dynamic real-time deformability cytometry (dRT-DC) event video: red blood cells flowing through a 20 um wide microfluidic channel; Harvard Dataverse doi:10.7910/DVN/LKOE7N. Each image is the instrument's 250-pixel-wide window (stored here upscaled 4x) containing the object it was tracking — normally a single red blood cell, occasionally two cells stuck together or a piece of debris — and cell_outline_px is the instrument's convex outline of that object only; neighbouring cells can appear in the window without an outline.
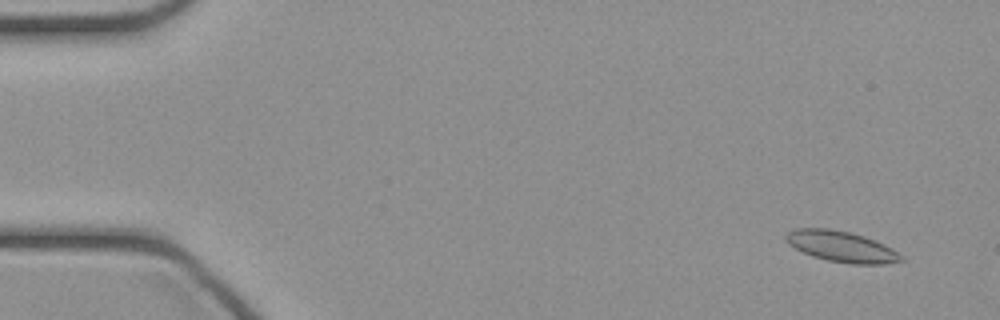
{"species": "common noctule bat (a hibernating species)", "species_latin": "Nyctalus noctula", "temperature_condition": "cold", "stored_images_in_passage": 47, "camera_frame_rate_fps": 3000, "um_per_image_px": 0.085, "animal": {"sex": "female", "body_mass_g": 21.9}, "frame": {"image": 1, "passage_image": 3, "time_ms": 0.667, "image_size_px": [1000, 320], "cell_outline_px": [[904, 260], [884, 264], [848, 264], [828, 260], [812, 256], [788, 244], [784, 240], [784, 236], [788, 232], [796, 228], [828, 228], [848, 232], [864, 236], [884, 244], [892, 248], [904, 256]], "centroid_in_image_um": [71.53, 20.96], "position_along_channel_um": 13.5, "area_um2": 20.75}}
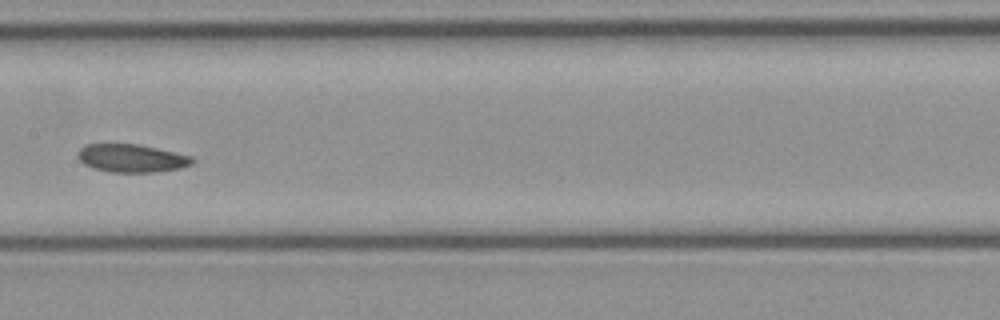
{"frame": {"image": 2, "passage_image": 24, "time_ms": 7.667, "image_size_px": [1000, 320], "cell_outline_px": [[196, 160], [192, 164], [180, 168], [152, 172], [112, 172], [92, 168], [84, 164], [76, 156], [76, 152], [84, 144], [140, 144], [192, 156]], "centroid_in_image_um": [11.16, 13.44], "position_along_channel_um": 196.2, "area_um2": 18.84}}
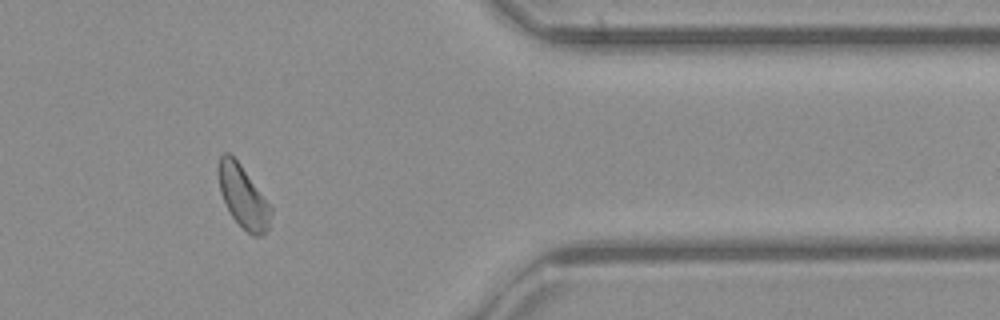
{"frame": {"image": 3, "passage_image": 39, "time_ms": 12.667, "image_size_px": [1000, 320], "cell_outline_px": [[272, 212], [268, 228], [260, 236], [252, 236], [232, 216], [220, 192], [216, 172], [216, 168], [220, 156], [224, 152], [228, 152], [240, 164], [272, 208]], "centroid_in_image_um": [20.63, 16.68], "position_along_channel_um": 390.8, "area_um2": 18.79}}